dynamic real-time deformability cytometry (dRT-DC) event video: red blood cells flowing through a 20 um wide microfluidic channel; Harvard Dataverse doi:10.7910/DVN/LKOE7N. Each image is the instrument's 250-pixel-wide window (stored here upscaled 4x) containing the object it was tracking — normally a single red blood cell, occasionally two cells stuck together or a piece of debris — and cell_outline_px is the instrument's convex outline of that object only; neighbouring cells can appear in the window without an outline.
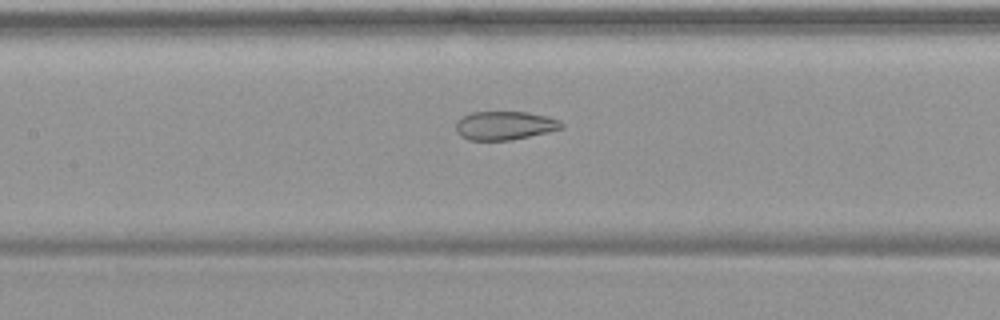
{"species": "common noctule bat (a hibernating species)", "species_latin": "Nyctalus noctula", "temperature_condition": "warm", "stored_images_in_passage": 55, "camera_frame_rate_fps": 3000, "um_per_image_px": 0.085, "animal": {"sex": "female", "body_mass_g": 19.9}, "frame": {"image": 1, "passage_image": 26, "time_ms": 8.333, "image_size_px": [1000, 320], "cell_outline_px": [[564, 128], [548, 132], [512, 140], [468, 140], [460, 136], [456, 132], [456, 120], [472, 112], [528, 112], [548, 116], [560, 120], [564, 124]], "centroid_in_image_um": [42.91, 10.67], "position_along_channel_um": 164.5, "area_um2": 17.8}}
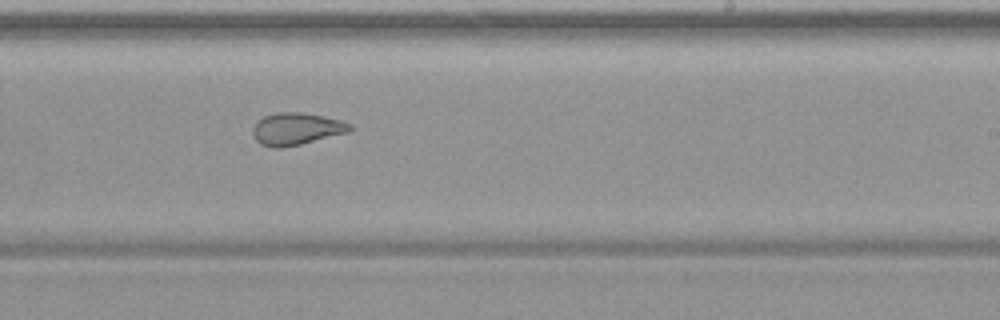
{"frame": {"image": 2, "passage_image": 34, "time_ms": 11.0, "image_size_px": [1000, 320], "cell_outline_px": [[352, 128], [348, 132], [300, 144], [280, 148], [272, 148], [260, 144], [252, 136], [252, 128], [264, 116], [276, 112], [304, 112], [324, 116], [340, 120], [352, 124]], "centroid_in_image_um": [25.17, 10.95], "position_along_channel_um": 263.8, "area_um2": 18.21}}
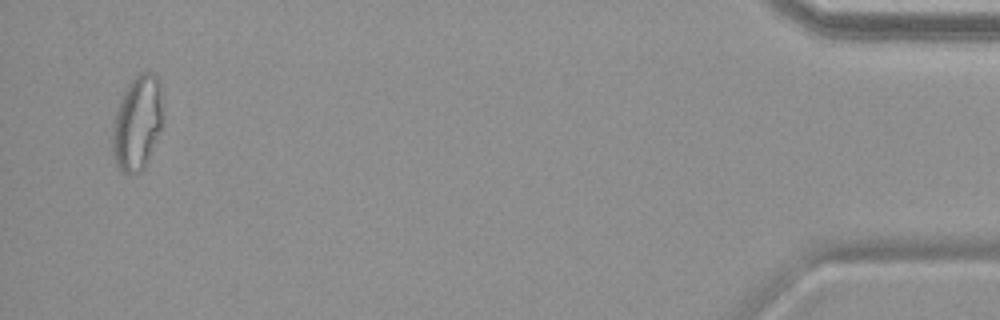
{"frame": {"image": 3, "passage_image": 53, "time_ms": 17.333, "image_size_px": [1000, 320], "cell_outline_px": [[164, 128], [144, 168], [140, 172], [128, 176], [116, 168], [112, 156], [112, 136], [116, 112], [120, 100], [128, 84], [140, 72], [152, 72], [160, 80]], "centroid_in_image_um": [11.7, 10.51], "position_along_channel_um": 423.5, "area_um2": 28.61}, "authors_computed_cell_mechanics": {"area_um2": 23.8136, "velocity_mm_per_s": 3.7419, "shape_relaxation_time_tau1_ms": null, "shape_relaxation_time_tau2_ms": 1.6281, "deformation_change_tau1": null, "deformation_change_tau2": 0.0868}}